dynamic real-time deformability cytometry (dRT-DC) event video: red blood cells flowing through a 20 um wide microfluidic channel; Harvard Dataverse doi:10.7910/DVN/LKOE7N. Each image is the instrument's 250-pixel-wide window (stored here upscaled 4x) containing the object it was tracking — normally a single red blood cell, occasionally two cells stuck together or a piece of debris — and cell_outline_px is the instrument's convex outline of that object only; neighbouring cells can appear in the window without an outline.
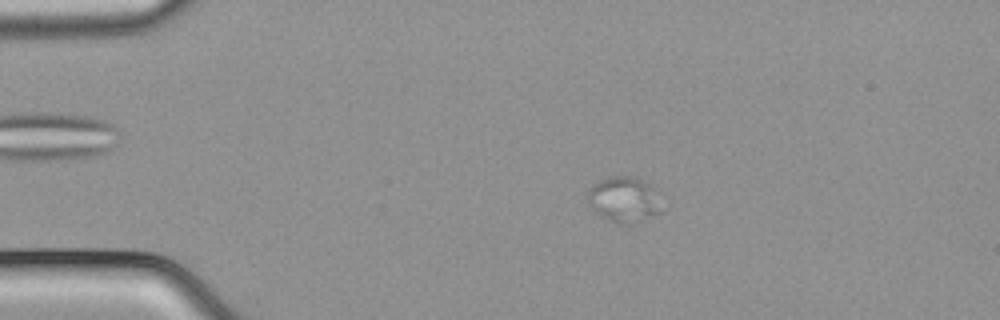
{"species": "common noctule bat (a hibernating species)", "species_latin": "Nyctalus noctula", "temperature_condition": "cold", "stored_images_in_passage": 42, "camera_frame_rate_fps": 3000, "um_per_image_px": 0.085, "animal": {"sex": "male", "body_mass_g": 21.5, "forearm_length_mm": 52.0}, "frame": {"image": 1, "passage_image": 14, "time_ms": 4.333, "image_size_px": [1000, 320], "cell_outline_px": [[664, 212], [632, 224], [616, 224], [600, 216], [588, 204], [588, 188], [600, 180], [608, 176], [632, 176], [648, 184], [652, 188]], "centroid_in_image_um": [53.01, 16.99], "position_along_channel_um": 32.0, "area_um2": 19.65}}